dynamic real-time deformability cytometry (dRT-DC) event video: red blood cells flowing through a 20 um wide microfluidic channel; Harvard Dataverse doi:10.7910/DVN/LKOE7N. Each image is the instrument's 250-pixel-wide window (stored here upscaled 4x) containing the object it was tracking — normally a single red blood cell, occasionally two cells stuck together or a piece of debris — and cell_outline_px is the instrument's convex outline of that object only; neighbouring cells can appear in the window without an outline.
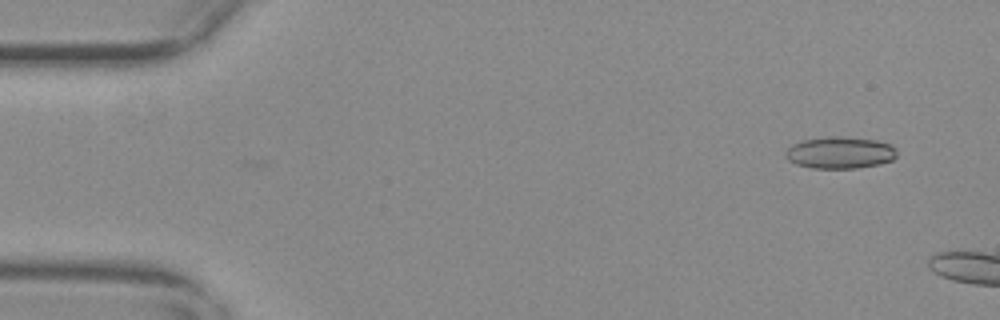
{"species": "common noctule bat (a hibernating species)", "species_latin": "Nyctalus noctula", "temperature_condition": "warm", "stored_images_in_passage": 11, "camera_frame_rate_fps": 3000, "um_per_image_px": 0.085, "animal": {"sex": "female", "body_mass_g": 29.2, "forearm_length_mm": 56.3}, "frame": {"image": 1, "passage_image": 4, "time_ms": 1.0, "image_size_px": [1000, 320], "cell_outline_px": [[896, 156], [892, 160], [880, 164], [856, 168], [812, 168], [796, 164], [788, 160], [784, 156], [784, 152], [792, 144], [804, 140], [828, 136], [844, 136], [876, 140], [892, 144], [896, 148]], "centroid_in_image_um": [71.4, 12.97], "position_along_channel_um": 13.6, "area_um2": 20.87}}